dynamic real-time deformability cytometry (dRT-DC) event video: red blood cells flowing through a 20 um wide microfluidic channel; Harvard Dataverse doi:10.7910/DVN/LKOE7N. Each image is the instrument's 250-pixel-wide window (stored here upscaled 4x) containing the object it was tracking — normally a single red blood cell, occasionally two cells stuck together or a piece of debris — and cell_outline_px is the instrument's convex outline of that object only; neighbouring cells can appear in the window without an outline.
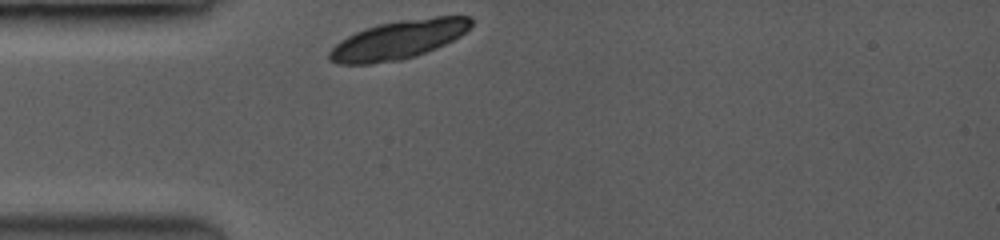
{"species": "common noctule bat (a hibernating species)", "species_latin": "Nyctalus noctula", "temperature_condition": "room temperature", "stored_images_in_passage": 4, "camera_frame_rate_fps": 3500, "um_per_image_px": 0.085, "animal": {"sex": "female", "body_mass_g": 19.0, "forearm_length_mm": 53.3}, "frame": {"image": 1, "passage_image": 1, "time_ms": 0.0, "image_size_px": [1000, 240], "cell_outline_px": [[472, 24], [460, 36], [436, 48], [400, 60], [368, 64], [336, 64], [328, 60], [328, 52], [340, 40], [364, 28], [380, 24], [400, 20], [436, 16], [472, 16]], "centroid_in_image_um": [33.83, 3.38], "position_along_channel_um": 51.2, "area_um2": 31.73}}